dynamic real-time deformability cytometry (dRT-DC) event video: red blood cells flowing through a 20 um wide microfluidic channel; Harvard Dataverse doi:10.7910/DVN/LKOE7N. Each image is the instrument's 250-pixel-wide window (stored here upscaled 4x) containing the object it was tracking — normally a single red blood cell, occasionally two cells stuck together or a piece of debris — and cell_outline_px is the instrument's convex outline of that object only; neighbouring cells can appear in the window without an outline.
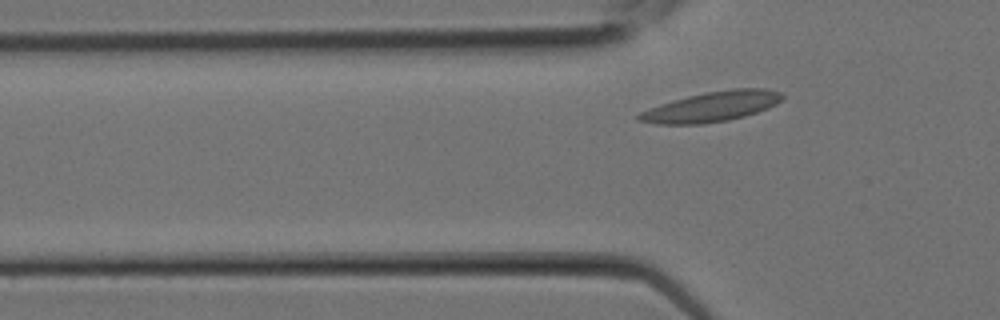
{"species": "Egyptian fruit bat (a non-hibernating species)", "species_latin": "Rousettus aegyptiacus", "temperature_condition": "room temperature", "stored_images_in_passage": 4, "camera_frame_rate_fps": 3000, "um_per_image_px": 0.085, "animal": {"sex": "female"}, "frame": {"image": 1, "passage_image": 4, "time_ms": 1.0, "image_size_px": [1000, 320], "cell_outline_px": [[784, 100], [768, 108], [744, 116], [728, 120], [704, 124], [656, 124], [636, 120], [636, 116], [640, 112], [660, 104], [672, 100], [688, 96], [708, 92], [732, 88], [764, 88], [780, 92], [784, 96]], "centroid_in_image_um": [60.5, 9.06], "position_along_channel_um": 65.3, "area_um2": 25.14}}